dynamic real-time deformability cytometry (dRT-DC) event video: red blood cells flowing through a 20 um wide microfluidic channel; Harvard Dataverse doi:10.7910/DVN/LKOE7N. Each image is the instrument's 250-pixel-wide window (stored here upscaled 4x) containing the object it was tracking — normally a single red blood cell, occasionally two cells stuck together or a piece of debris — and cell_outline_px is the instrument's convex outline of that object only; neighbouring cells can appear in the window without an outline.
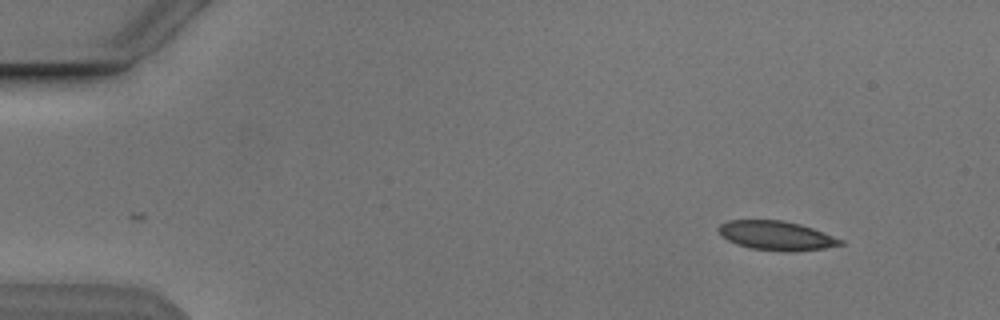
{"species": "Egyptian fruit bat (a non-hibernating species)", "species_latin": "Rousettus aegyptiacus", "temperature_condition": "cold", "stored_images_in_passage": 49, "camera_frame_rate_fps": 3000, "um_per_image_px": 0.085, "animal": {"sex": "male"}, "frame": {"image": 1, "passage_image": 1, "time_ms": 0.0, "image_size_px": [1000, 320], "cell_outline_px": [[844, 244], [824, 248], [796, 252], [780, 252], [752, 248], [736, 244], [728, 240], [720, 232], [720, 224], [728, 220], [784, 220], [800, 224], [812, 228], [844, 240]], "centroid_in_image_um": [66.03, 20.04], "position_along_channel_um": 19.0, "area_um2": 20.69}}
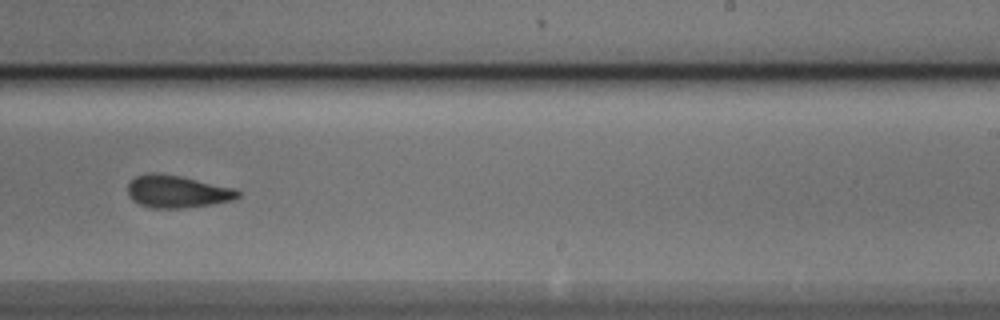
{"frame": {"image": 2, "passage_image": 29, "time_ms": 9.333, "image_size_px": [1000, 320], "cell_outline_px": [[240, 196], [232, 200], [212, 204], [184, 208], [152, 208], [140, 204], [132, 200], [128, 196], [128, 184], [136, 176], [148, 172], [156, 172], [180, 176], [236, 188], [240, 192]], "centroid_in_image_um": [15.05, 16.28], "position_along_channel_um": 273.9, "area_um2": 20.92}}
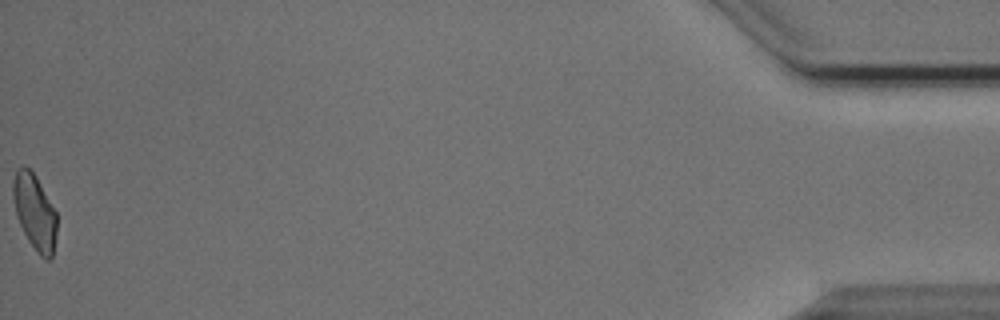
{"frame": {"image": 3, "passage_image": 49, "time_ms": 16.0, "image_size_px": [1000, 320], "cell_outline_px": [[56, 236], [52, 256], [48, 260], [44, 260], [40, 256], [28, 240], [16, 216], [12, 196], [12, 184], [16, 168], [24, 164], [36, 176], [56, 212]], "centroid_in_image_um": [2.92, 18.0], "position_along_channel_um": 432.3, "area_um2": 19.31}, "authors_computed_cell_mechanics": {"area_um2": 20.9814, "velocity_mm_per_s": 3.8378, "shape_relaxation_time_tau1_ms": 3.1084, "shape_relaxation_time_tau2_ms": 2.4633, "deformation_change_tau1": 0.1006, "deformation_change_tau2": 0.0753}}